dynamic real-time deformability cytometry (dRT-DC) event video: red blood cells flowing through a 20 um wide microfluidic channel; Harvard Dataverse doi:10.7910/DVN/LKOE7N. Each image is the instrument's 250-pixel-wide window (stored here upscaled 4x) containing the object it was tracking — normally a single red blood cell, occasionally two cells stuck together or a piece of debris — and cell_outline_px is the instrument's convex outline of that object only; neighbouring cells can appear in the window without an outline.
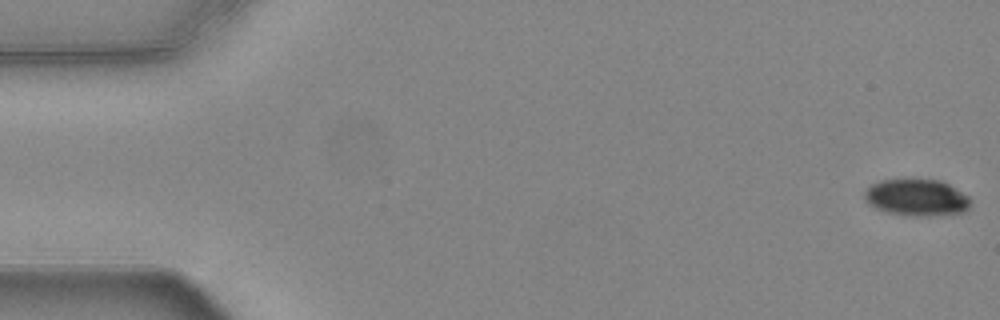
{"species": "common noctule bat (a hibernating species)", "species_latin": "Nyctalus noctula", "temperature_condition": "warm", "stored_images_in_passage": 55, "camera_frame_rate_fps": 3000, "um_per_image_px": 0.085, "animal": {"sex": "female", "body_mass_g": 24.6, "forearm_length_mm": 56.2}, "frame": {"image": 1, "passage_image": 1, "time_ms": 0.0, "image_size_px": [1000, 320], "cell_outline_px": [[968, 208], [964, 212], [928, 216], [904, 216], [888, 212], [876, 208], [868, 204], [864, 200], [864, 192], [872, 184], [880, 180], [940, 180], [948, 184], [968, 196]], "centroid_in_image_um": [77.87, 16.8], "position_along_channel_um": 7.1, "area_um2": 22.48}}
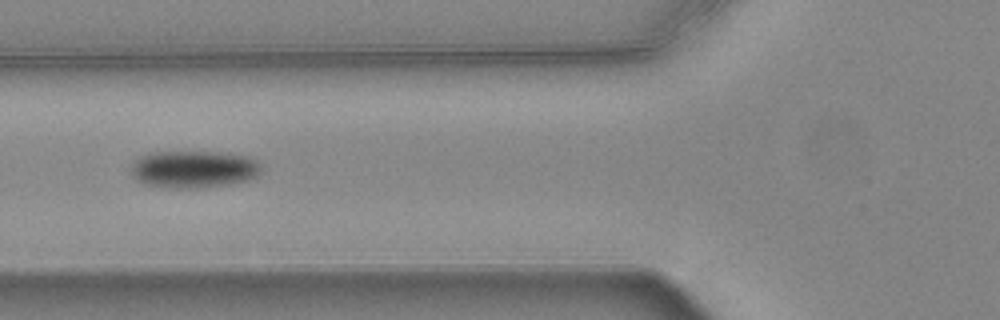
{"frame": {"image": 2, "passage_image": 21, "time_ms": 6.667, "image_size_px": [1000, 320], "cell_outline_px": [[260, 172], [256, 176], [248, 180], [232, 184], [208, 188], [172, 188], [144, 184], [136, 180], [132, 176], [132, 164], [140, 156], [148, 152], [216, 152], [248, 156], [256, 160], [260, 164]], "centroid_in_image_um": [16.46, 14.39], "position_along_channel_um": 109.3, "area_um2": 28.55}}
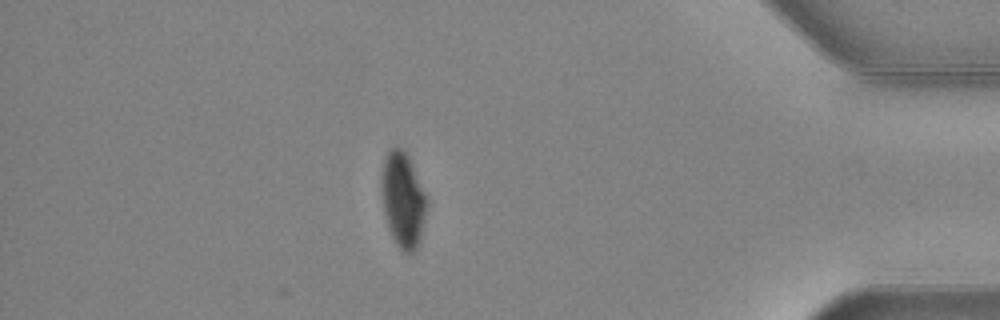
{"frame": {"image": 3, "passage_image": 48, "time_ms": 15.667, "image_size_px": [1000, 320], "cell_outline_px": [[428, 204], [420, 240], [416, 248], [412, 252], [404, 252], [396, 244], [388, 228], [384, 212], [380, 192], [380, 176], [384, 156], [392, 148], [400, 148], [408, 156], [428, 200]], "centroid_in_image_um": [34.22, 16.98], "position_along_channel_um": 401.0, "area_um2": 25.2}, "authors_computed_cell_mechanics": {"area_um2": 25.6054, "velocity_mm_per_s": 3.7265, "shape_relaxation_time_tau1_ms": 4.0054, "shape_relaxation_time_tau2_ms": null, "deformation_change_tau1": 0.1257, "deformation_change_tau2": null}}